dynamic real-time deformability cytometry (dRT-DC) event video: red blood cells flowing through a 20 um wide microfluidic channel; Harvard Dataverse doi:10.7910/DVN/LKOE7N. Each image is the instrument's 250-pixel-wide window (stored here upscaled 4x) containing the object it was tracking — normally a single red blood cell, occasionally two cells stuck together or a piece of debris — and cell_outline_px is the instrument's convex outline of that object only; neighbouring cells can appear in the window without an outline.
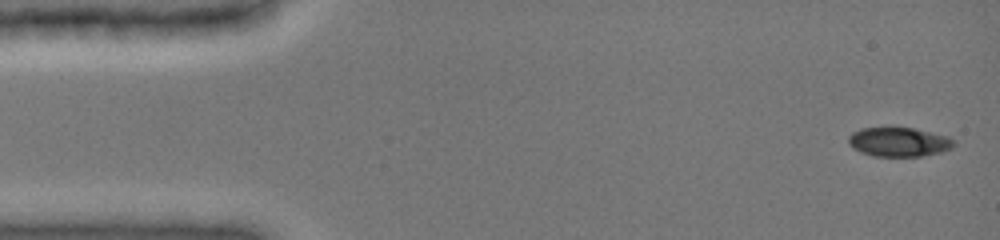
{"species": "common noctule bat (a hibernating species)", "species_latin": "Nyctalus noctula", "temperature_condition": "cold", "stored_images_in_passage": 9, "camera_frame_rate_fps": 3000, "um_per_image_px": 0.085, "animal": {"sex": "female", "body_mass_g": 19.0, "forearm_length_mm": 51.5}, "frame": {"image": 1, "passage_image": 1, "time_ms": 0.0, "image_size_px": [1000, 240], "cell_outline_px": [[956, 144], [952, 148], [944, 152], [920, 156], [872, 156], [860, 152], [852, 148], [848, 144], [848, 136], [852, 132], [860, 128], [888, 124], [912, 128], [948, 136]], "centroid_in_image_um": [76.34, 12.02], "position_along_channel_um": 8.7, "area_um2": 18.79}}
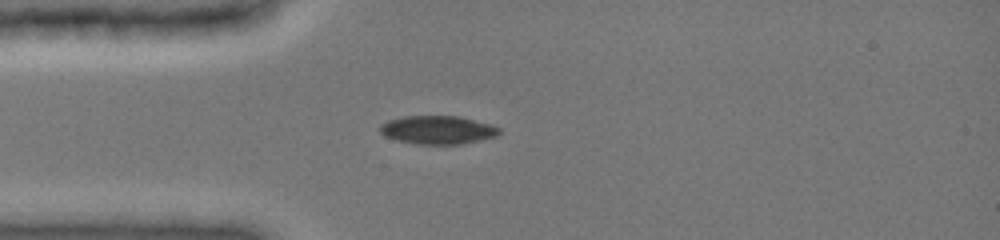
{"frame": {"image": 2, "passage_image": 8, "time_ms": 3.667, "image_size_px": [1000, 240], "cell_outline_px": [[500, 132], [496, 136], [480, 140], [460, 144], [416, 144], [396, 140], [384, 136], [380, 132], [380, 124], [388, 120], [404, 116], [460, 116], [492, 124], [500, 128]], "centroid_in_image_um": [37.2, 11.04], "position_along_channel_um": 47.8, "area_um2": 19.83}}